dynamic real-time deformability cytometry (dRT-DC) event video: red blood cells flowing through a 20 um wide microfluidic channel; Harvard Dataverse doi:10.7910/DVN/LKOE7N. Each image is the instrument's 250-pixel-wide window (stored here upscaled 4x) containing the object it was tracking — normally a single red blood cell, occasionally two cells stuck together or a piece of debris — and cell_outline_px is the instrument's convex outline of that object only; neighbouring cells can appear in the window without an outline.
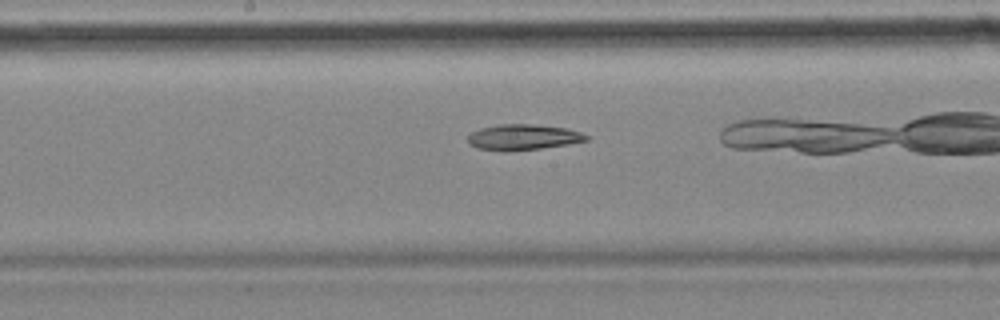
{"species": "common noctule bat (a hibernating species)", "species_latin": "Nyctalus noctula", "temperature_condition": "cold", "stored_images_in_passage": 38, "camera_frame_rate_fps": 3000, "um_per_image_px": 0.085, "animal": {"sex": "female", "body_mass_g": 18.4}, "frame": {"image": 1, "passage_image": 22, "time_ms": 7.0, "image_size_px": [1000, 320], "cell_outline_px": [[588, 140], [568, 144], [540, 148], [500, 152], [476, 148], [468, 140], [468, 136], [472, 132], [480, 128], [500, 124], [532, 124], [568, 128], [580, 132], [588, 136]], "centroid_in_image_um": [44.45, 11.66], "position_along_channel_um": 203.7, "area_um2": 17.69}}